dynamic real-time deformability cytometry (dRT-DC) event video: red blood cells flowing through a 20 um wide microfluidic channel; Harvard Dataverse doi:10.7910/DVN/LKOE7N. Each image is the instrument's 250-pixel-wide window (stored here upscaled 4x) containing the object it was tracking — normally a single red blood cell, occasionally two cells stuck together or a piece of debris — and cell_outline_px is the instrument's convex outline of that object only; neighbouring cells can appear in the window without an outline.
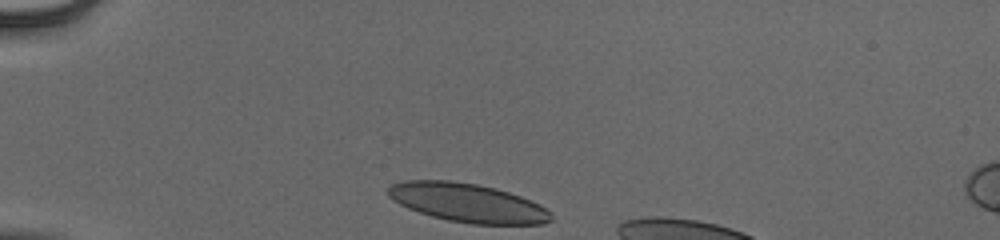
{"species": "human", "species_latin": "Homo sapiens", "temperature_condition": "cold", "stored_images_in_passage": 32, "camera_frame_rate_fps": 3000, "um_per_image_px": 0.085, "donor": {"sex": "male"}, "frame": {"image": 1, "passage_image": 1, "time_ms": 0.0, "image_size_px": [1000, 240], "cell_outline_px": [[552, 220], [544, 224], [472, 224], [448, 220], [432, 216], [408, 208], [392, 200], [388, 196], [388, 188], [392, 184], [404, 180], [448, 180], [476, 184], [496, 188], [520, 196], [540, 204], [552, 212]], "centroid_in_image_um": [39.76, 17.24], "position_along_channel_um": 45.2, "area_um2": 36.82}}
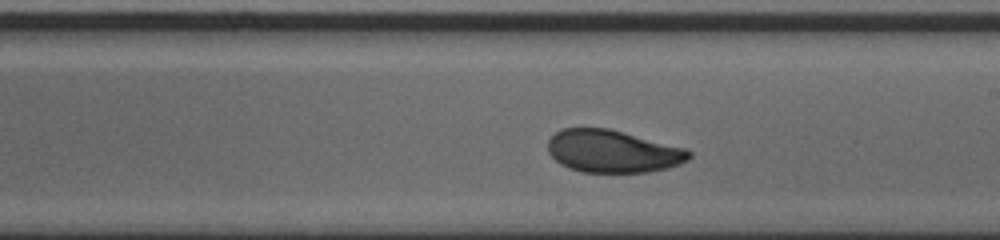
{"frame": {"image": 2, "passage_image": 19, "time_ms": 6.0, "image_size_px": [1000, 240], "cell_outline_px": [[692, 156], [688, 160], [680, 164], [668, 168], [648, 172], [584, 172], [568, 168], [560, 164], [548, 152], [548, 140], [556, 132], [564, 128], [608, 128], [684, 148], [692, 152]], "centroid_in_image_um": [52.08, 12.87], "position_along_channel_um": 236.9, "area_um2": 34.85}}
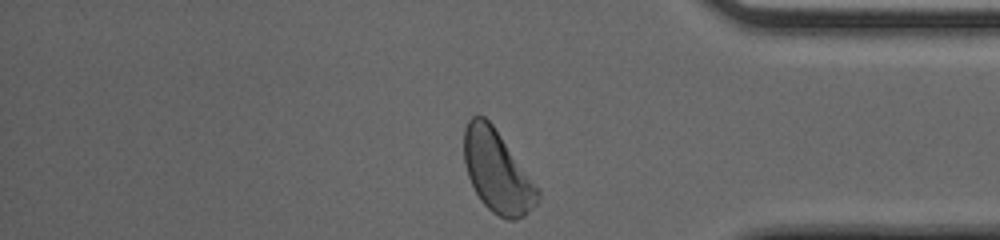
{"frame": {"image": 3, "passage_image": 32, "time_ms": 10.333, "image_size_px": [1000, 240], "cell_outline_px": [[540, 200], [524, 216], [516, 220], [508, 220], [492, 212], [480, 200], [468, 176], [464, 160], [464, 128], [468, 120], [472, 116], [484, 116], [492, 124], [540, 188]], "centroid_in_image_um": [42.29, 14.59], "position_along_channel_um": 392.9, "area_um2": 35.26}, "authors_computed_cell_mechanics": {"area_um2": 35.7782, "velocity_mm_per_s": 3.892, "shape_relaxation_time_tau1_ms": 3.9103, "shape_relaxation_time_tau2_ms": 2.0623, "deformation_change_tau1": 0.1316, "deformation_change_tau2": 0.0669}}